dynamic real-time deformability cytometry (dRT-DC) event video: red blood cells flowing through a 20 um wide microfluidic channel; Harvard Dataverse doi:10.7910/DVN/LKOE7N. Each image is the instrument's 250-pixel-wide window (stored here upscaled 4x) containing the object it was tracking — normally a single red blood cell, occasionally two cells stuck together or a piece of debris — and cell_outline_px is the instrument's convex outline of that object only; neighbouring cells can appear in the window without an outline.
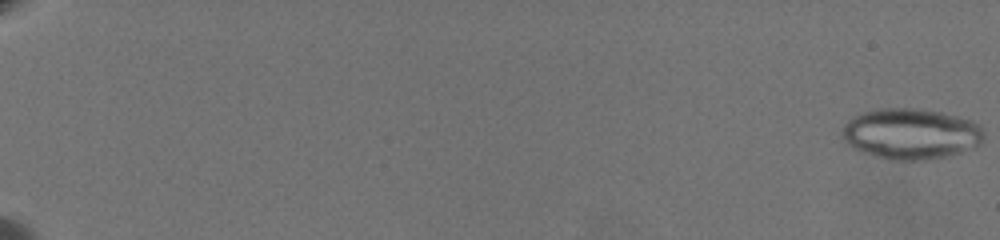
{"species": "common noctule bat (a hibernating species)", "species_latin": "Nyctalus noctula", "temperature_condition": "warm", "stored_images_in_passage": 65, "camera_frame_rate_fps": 3000, "um_per_image_px": 0.085, "animal": {"sex": "female", "body_mass_g": 19.5, "forearm_length_mm": 54.1}, "frame": {"image": 1, "passage_image": 1, "time_ms": 0.0, "image_size_px": [1000, 240], "cell_outline_px": [[984, 136], [980, 144], [972, 148], [948, 156], [924, 160], [888, 160], [852, 148], [840, 136], [840, 128], [848, 120], [864, 112], [880, 108], [912, 108], [940, 112], [972, 120], [980, 124], [984, 132]], "centroid_in_image_um": [77.41, 11.38], "position_along_channel_um": 7.6, "area_um2": 42.14}}
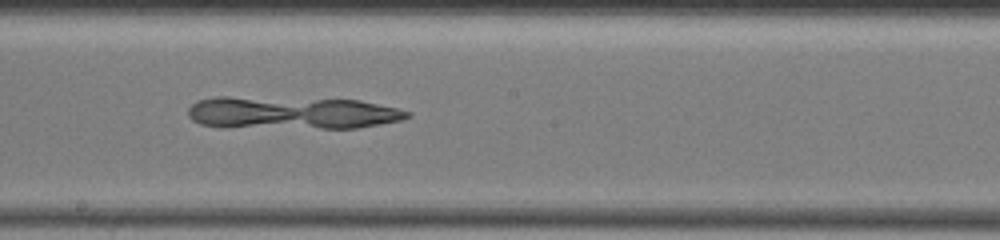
{"frame": {"image": 2, "passage_image": 41, "time_ms": 13.333, "image_size_px": [1000, 240], "cell_outline_px": [[412, 116], [400, 120], [380, 124], [356, 128], [224, 128], [200, 124], [192, 120], [188, 116], [188, 108], [196, 100], [216, 96], [228, 96], [360, 100], [396, 108], [412, 112]], "centroid_in_image_um": [24.73, 9.6], "position_along_channel_um": 223.5, "area_um2": 42.37}}
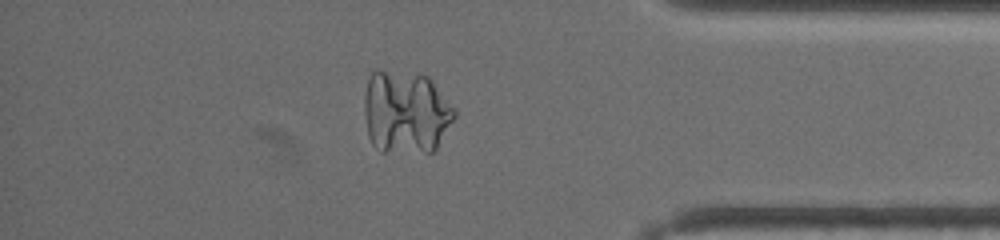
{"frame": {"image": 3, "passage_image": 58, "time_ms": 19.0, "image_size_px": [1000, 240], "cell_outline_px": [[456, 116], [436, 148], [432, 152], [380, 152], [372, 144], [368, 136], [364, 112], [364, 96], [368, 80], [372, 72], [376, 68], [428, 76], [432, 80], [456, 112]], "centroid_in_image_um": [34.46, 9.53], "position_along_channel_um": 400.7, "area_um2": 43.99}}